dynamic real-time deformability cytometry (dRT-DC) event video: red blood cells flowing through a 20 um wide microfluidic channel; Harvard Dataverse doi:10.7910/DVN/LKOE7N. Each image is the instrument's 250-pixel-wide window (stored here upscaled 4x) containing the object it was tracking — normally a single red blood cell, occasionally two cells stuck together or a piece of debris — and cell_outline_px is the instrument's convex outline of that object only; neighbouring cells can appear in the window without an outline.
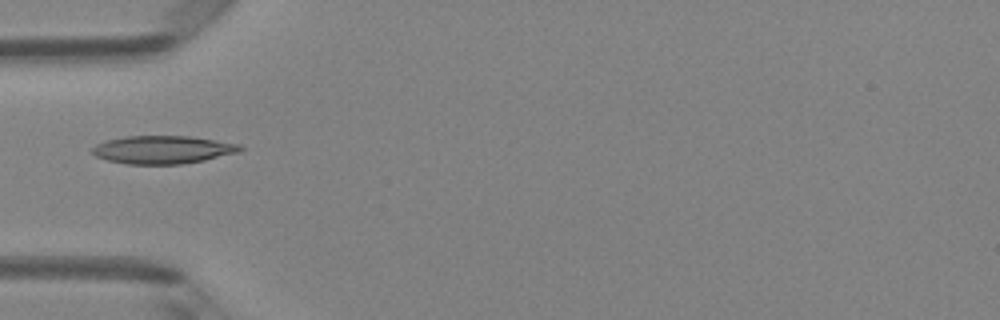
{"species": "Egyptian fruit bat (a non-hibernating species)", "species_latin": "Rousettus aegyptiacus", "temperature_condition": "room temperature", "stored_images_in_passage": 5, "camera_frame_rate_fps": 3000, "um_per_image_px": 0.085, "animal": {"sex": "female"}, "frame": {"image": 1, "passage_image": 5, "time_ms": 1.333, "image_size_px": [1000, 320], "cell_outline_px": [[244, 148], [240, 152], [204, 160], [184, 164], [128, 164], [108, 160], [96, 156], [92, 152], [92, 148], [96, 144], [108, 140], [124, 136], [188, 136], [240, 144]], "centroid_in_image_um": [13.85, 12.72], "position_along_channel_um": 71.1, "area_um2": 24.04}}